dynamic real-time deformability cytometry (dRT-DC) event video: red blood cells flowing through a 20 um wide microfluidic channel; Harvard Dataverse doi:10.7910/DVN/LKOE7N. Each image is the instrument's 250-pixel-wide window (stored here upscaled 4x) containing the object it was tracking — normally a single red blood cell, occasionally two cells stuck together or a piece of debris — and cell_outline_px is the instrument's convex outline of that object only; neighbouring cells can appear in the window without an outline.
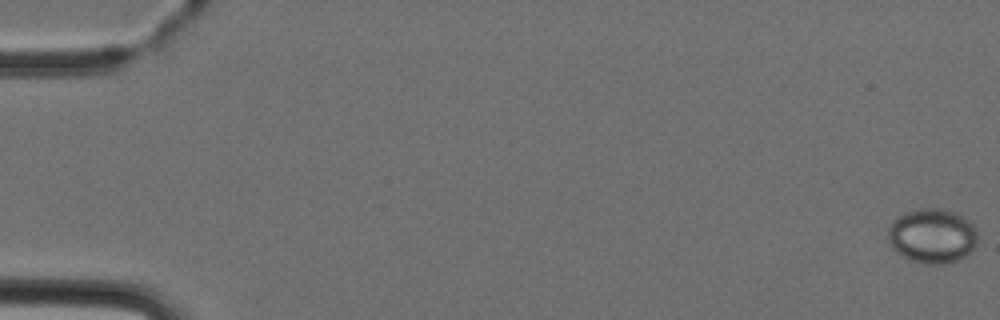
{"species": "Egyptian fruit bat (a non-hibernating species)", "species_latin": "Rousettus aegyptiacus", "temperature_condition": "cold", "stored_images_in_passage": 4, "camera_frame_rate_fps": 3000, "um_per_image_px": 0.085, "animal": {"sex": "female"}, "frame": {"image": 1, "passage_image": 1, "time_ms": 0.0, "image_size_px": [1000, 320], "cell_outline_px": [[976, 244], [964, 256], [956, 260], [944, 264], [924, 264], [908, 260], [896, 252], [892, 248], [888, 240], [888, 228], [892, 220], [904, 212], [924, 208], [940, 208], [952, 212], [968, 220], [976, 228]], "centroid_in_image_um": [79.18, 20.06], "position_along_channel_um": 5.8, "area_um2": 28.5}}